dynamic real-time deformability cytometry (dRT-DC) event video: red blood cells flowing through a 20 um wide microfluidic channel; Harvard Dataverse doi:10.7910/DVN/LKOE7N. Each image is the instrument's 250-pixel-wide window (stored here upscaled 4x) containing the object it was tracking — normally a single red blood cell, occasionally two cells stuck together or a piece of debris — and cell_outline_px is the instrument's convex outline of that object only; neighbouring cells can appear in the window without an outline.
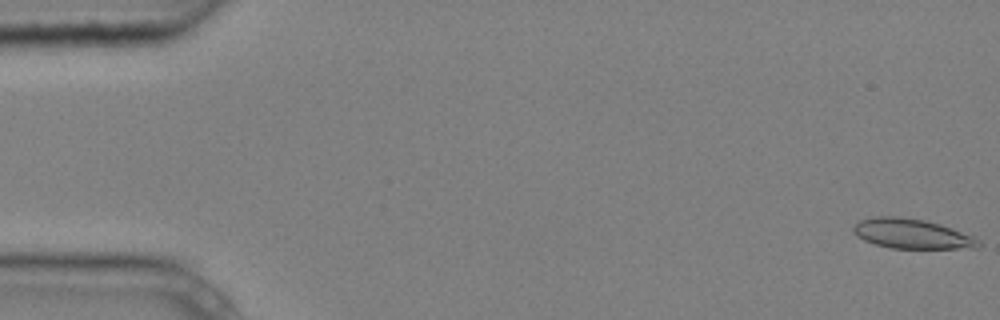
{"species": "common noctule bat (a hibernating species)", "species_latin": "Nyctalus noctula", "temperature_condition": "cold", "stored_images_in_passage": 3, "segment_of_instrument_passage": [2, 2], "camera_frame_rate_fps": 3000, "um_per_image_px": 0.085, "animal": {"sex": "male", "body_mass_g": 20.4}, "frame": {"image": 1, "passage_image": 3, "time_ms": 0.667, "image_size_px": [1000, 320], "cell_outline_px": [[984, 244], [980, 248], [892, 248], [876, 244], [864, 240], [856, 236], [852, 232], [852, 228], [860, 220], [872, 216], [900, 216], [924, 220], [940, 224], [972, 236], [980, 240]], "centroid_in_image_um": [77.51, 19.87], "position_along_channel_um": 7.5, "area_um2": 21.79}}